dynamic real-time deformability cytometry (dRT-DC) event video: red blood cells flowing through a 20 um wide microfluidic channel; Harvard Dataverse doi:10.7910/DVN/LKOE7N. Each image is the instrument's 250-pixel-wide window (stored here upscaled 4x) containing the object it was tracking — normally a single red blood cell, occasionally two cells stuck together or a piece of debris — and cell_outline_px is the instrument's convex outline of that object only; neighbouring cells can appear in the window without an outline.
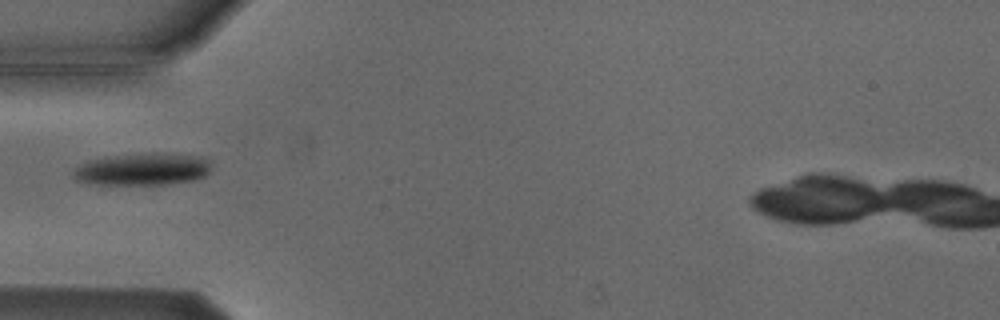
{"species": "Egyptian fruit bat (a non-hibernating species)", "species_latin": "Rousettus aegyptiacus", "temperature_condition": "cold", "stored_images_in_passage": 6, "camera_frame_rate_fps": 3000, "um_per_image_px": 0.085, "animal": {"sex": "male"}, "frame": {"image": 1, "passage_image": 6, "time_ms": 6.0, "image_size_px": [1000, 320], "cell_outline_px": [[208, 172], [204, 176], [192, 180], [168, 184], [96, 184], [76, 180], [72, 176], [72, 172], [80, 164], [88, 160], [104, 156], [152, 152], [156, 152], [200, 156], [208, 160]], "centroid_in_image_um": [12.06, 14.36], "position_along_channel_um": 72.9, "area_um2": 25.95}}